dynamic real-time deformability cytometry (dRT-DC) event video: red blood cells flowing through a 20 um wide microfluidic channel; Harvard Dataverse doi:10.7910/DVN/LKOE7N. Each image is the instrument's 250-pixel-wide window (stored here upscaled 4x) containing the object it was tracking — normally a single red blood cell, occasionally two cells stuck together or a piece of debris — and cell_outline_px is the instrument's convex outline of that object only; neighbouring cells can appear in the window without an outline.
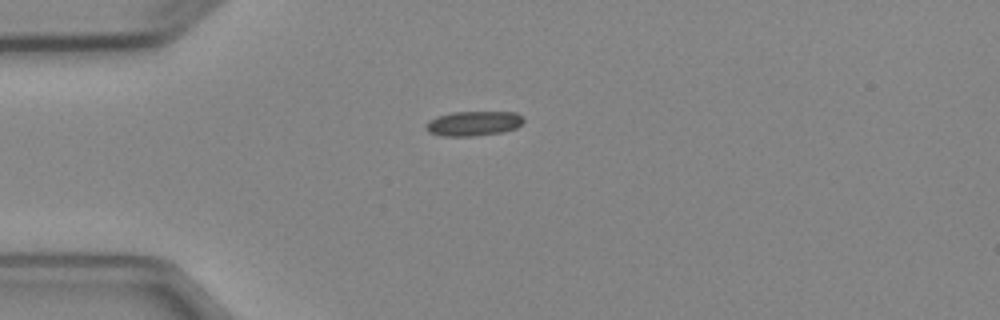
{"species": "Egyptian fruit bat (a non-hibernating species)", "species_latin": "Rousettus aegyptiacus", "temperature_condition": "cold", "stored_images_in_passage": 4, "camera_frame_rate_fps": 3000, "um_per_image_px": 0.085, "animal": {"sex": "female"}, "frame": {"image": 1, "passage_image": 1, "time_ms": 0.0, "image_size_px": [1000, 320], "cell_outline_px": [[524, 120], [516, 128], [500, 132], [476, 136], [440, 136], [428, 132], [424, 128], [436, 116], [452, 112], [516, 112], [524, 116]], "centroid_in_image_um": [40.26, 10.49], "position_along_channel_um": 44.7, "area_um2": 14.05}}